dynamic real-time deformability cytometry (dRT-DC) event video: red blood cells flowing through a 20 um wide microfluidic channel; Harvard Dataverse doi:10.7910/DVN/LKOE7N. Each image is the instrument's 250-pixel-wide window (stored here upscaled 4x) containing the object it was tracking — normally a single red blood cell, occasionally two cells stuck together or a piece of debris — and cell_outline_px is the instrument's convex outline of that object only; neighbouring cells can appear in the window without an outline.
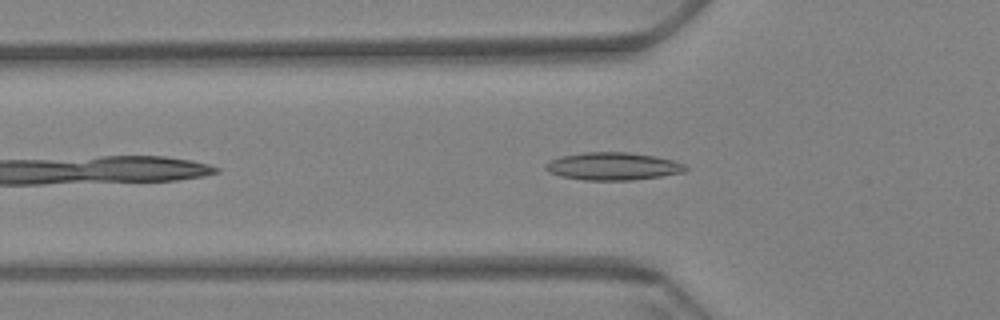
{"species": "Egyptian fruit bat (a non-hibernating species)", "species_latin": "Rousettus aegyptiacus", "temperature_condition": "warm", "stored_images_in_passage": 42, "camera_frame_rate_fps": 3000, "um_per_image_px": 0.085, "animal": {"sex": "female"}, "frame": {"image": 1, "passage_image": 7, "time_ms": 2.0, "image_size_px": [1000, 320], "cell_outline_px": [[688, 168], [684, 172], [660, 176], [632, 180], [584, 180], [560, 176], [548, 172], [544, 168], [552, 160], [560, 156], [584, 152], [628, 152], [652, 156], [672, 160], [684, 164]], "centroid_in_image_um": [52.09, 14.13], "position_along_channel_um": 73.7, "area_um2": 22.37}}
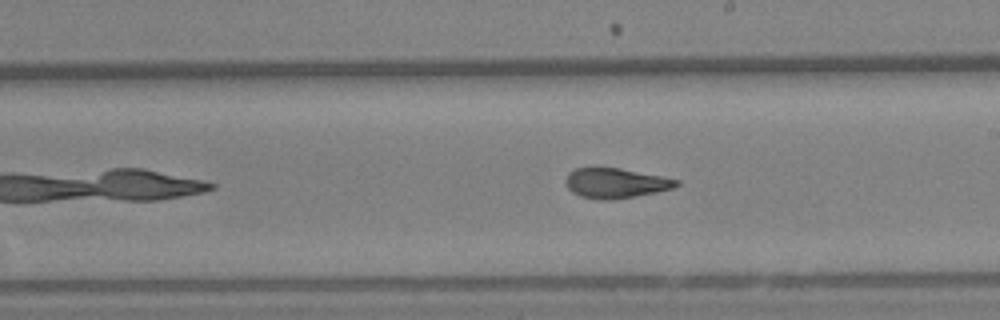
{"frame": {"image": 2, "passage_image": 22, "time_ms": 7.0, "image_size_px": [1000, 320], "cell_outline_px": [[680, 184], [672, 188], [656, 192], [636, 196], [612, 200], [600, 200], [580, 196], [572, 192], [568, 188], [564, 180], [568, 172], [576, 168], [592, 164], [596, 164], [620, 168], [680, 180]], "centroid_in_image_um": [52.25, 15.52], "position_along_channel_um": 236.8, "area_um2": 20.0}}
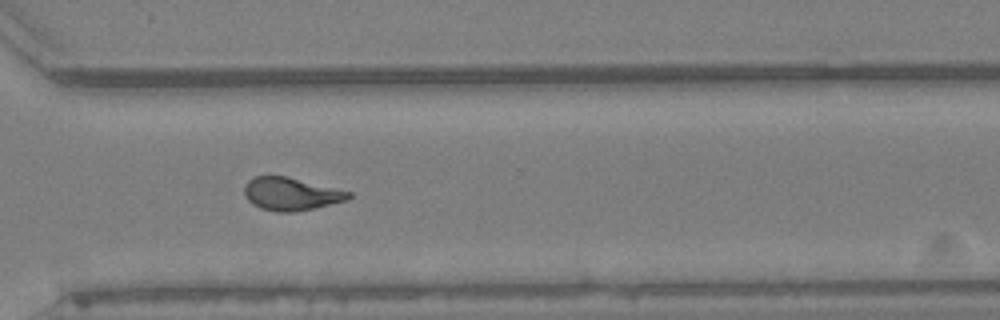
{"frame": {"image": 3, "passage_image": 32, "time_ms": 10.333, "image_size_px": [1000, 320], "cell_outline_px": [[352, 196], [348, 200], [316, 208], [296, 212], [276, 212], [260, 208], [252, 204], [248, 200], [244, 192], [244, 184], [248, 180], [256, 176], [288, 176], [352, 192]], "centroid_in_image_um": [24.75, 16.49], "position_along_channel_um": 345.9, "area_um2": 20.23}, "authors_computed_cell_mechanics": {"area_um2": 19.941, "velocity_mm_per_s": 3.2669, "shape_relaxation_time_tau1_ms": 8.521, "shape_relaxation_time_tau2_ms": 1.4428, "deformation_change_tau1": 0.2199, "deformation_change_tau2": 0.0784}}